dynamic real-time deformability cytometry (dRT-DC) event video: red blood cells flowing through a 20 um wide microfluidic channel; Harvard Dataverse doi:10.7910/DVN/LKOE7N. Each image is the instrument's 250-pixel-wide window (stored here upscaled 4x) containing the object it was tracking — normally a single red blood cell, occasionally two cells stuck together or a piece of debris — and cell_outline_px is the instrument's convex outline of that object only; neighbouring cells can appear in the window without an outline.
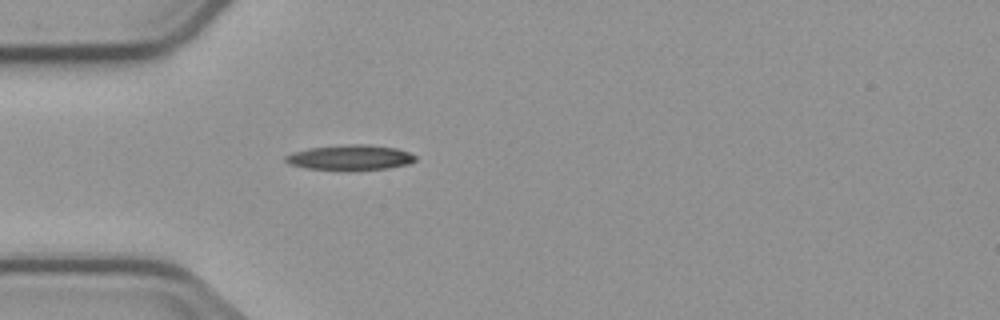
{"species": "common noctule bat (a hibernating species)", "species_latin": "Nyctalus noctula", "temperature_condition": "cold", "stored_images_in_passage": 4, "camera_frame_rate_fps": 3000, "um_per_image_px": 0.085, "animal": {"sex": "male", "body_mass_g": 23.1, "forearm_length_mm": 52.7}, "frame": {"image": 1, "passage_image": 4, "time_ms": 3.667, "image_size_px": [1000, 320], "cell_outline_px": [[416, 160], [408, 164], [388, 168], [308, 168], [288, 164], [284, 160], [284, 156], [292, 152], [308, 148], [348, 144], [368, 144], [396, 148], [408, 152], [416, 156]], "centroid_in_image_um": [29.75, 13.35], "position_along_channel_um": 55.2, "area_um2": 18.44}}